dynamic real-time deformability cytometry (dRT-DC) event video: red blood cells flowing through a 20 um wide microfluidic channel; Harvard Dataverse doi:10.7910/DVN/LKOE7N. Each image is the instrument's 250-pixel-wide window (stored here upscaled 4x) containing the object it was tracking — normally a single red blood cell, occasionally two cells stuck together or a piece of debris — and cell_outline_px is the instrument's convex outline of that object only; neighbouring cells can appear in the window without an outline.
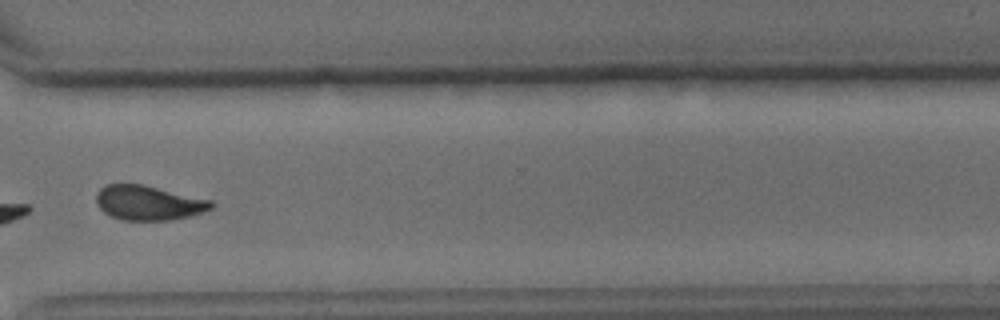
{"species": "common noctule bat (a hibernating species)", "species_latin": "Nyctalus noctula", "temperature_condition": "cold", "stored_images_in_passage": 13, "camera_frame_rate_fps": 3000, "um_per_image_px": 0.085, "animal": {"sex": "male", "body_mass_g": 15.6}, "frame": {"image": 1, "passage_image": 11, "time_ms": 3.333, "image_size_px": [1000, 320], "cell_outline_px": [[212, 208], [204, 212], [172, 220], [124, 220], [112, 216], [104, 212], [96, 204], [96, 192], [104, 184], [144, 184], [212, 200]], "centroid_in_image_um": [12.6, 17.23], "position_along_channel_um": 358.0, "area_um2": 23.29}}